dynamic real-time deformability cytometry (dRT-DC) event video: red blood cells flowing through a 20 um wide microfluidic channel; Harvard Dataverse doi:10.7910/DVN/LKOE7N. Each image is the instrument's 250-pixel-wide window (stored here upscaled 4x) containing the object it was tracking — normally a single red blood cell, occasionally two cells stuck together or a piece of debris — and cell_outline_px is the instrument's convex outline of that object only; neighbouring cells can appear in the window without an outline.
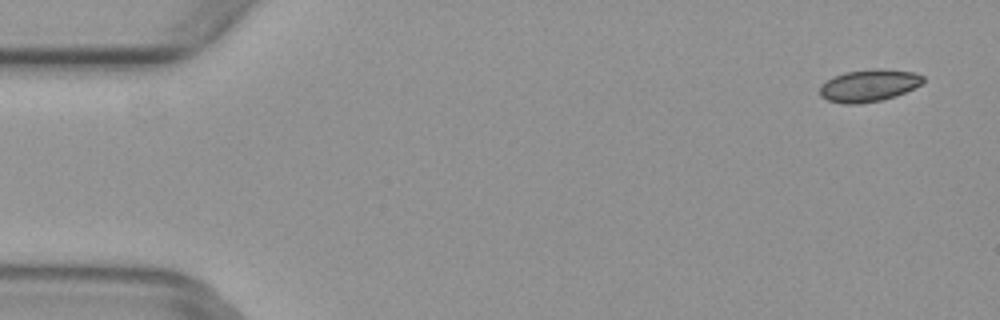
{"species": "common noctule bat (a hibernating species)", "species_latin": "Nyctalus noctula", "temperature_condition": "warm", "stored_images_in_passage": 6, "camera_frame_rate_fps": 3000, "um_per_image_px": 0.085, "animal": {"sex": "female", "body_mass_g": 29.2, "forearm_length_mm": 56.3}, "frame": {"image": 1, "passage_image": 1, "time_ms": 0.0, "image_size_px": [1000, 320], "cell_outline_px": [[924, 80], [920, 84], [896, 96], [880, 100], [860, 104], [844, 104], [828, 100], [820, 96], [820, 84], [832, 76], [844, 72], [880, 68], [916, 72], [924, 76]], "centroid_in_image_um": [73.82, 7.26], "position_along_channel_um": 11.2, "area_um2": 19.48}}
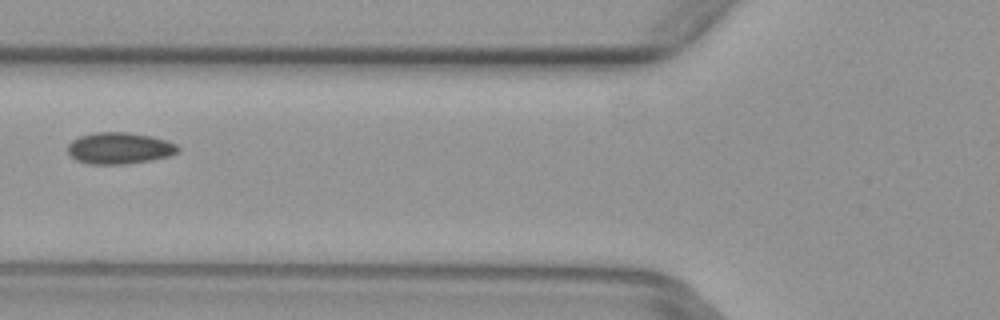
{"frame": {"image": 2, "passage_image": 5, "time_ms": 1.333, "image_size_px": [1000, 320], "cell_outline_px": [[180, 152], [168, 156], [148, 160], [124, 164], [88, 164], [76, 160], [68, 152], [68, 144], [72, 140], [80, 136], [96, 132], [128, 132], [152, 136], [168, 140], [176, 144], [180, 148]], "centroid_in_image_um": [10.17, 12.59], "position_along_channel_um": 115.6, "area_um2": 20.29}}
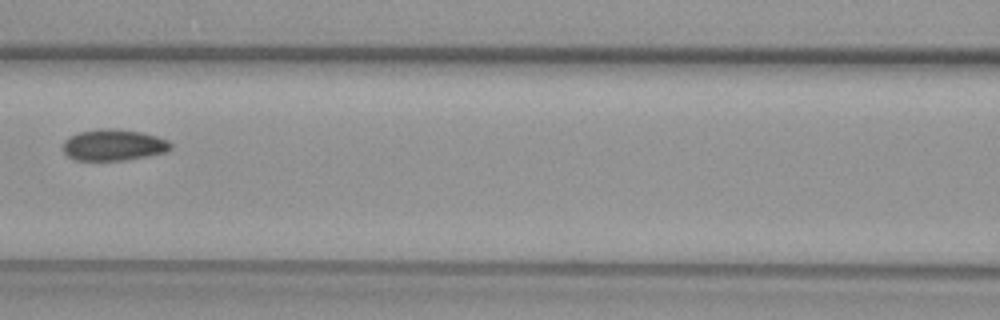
{"frame": {"image": 3, "passage_image": 6, "time_ms": 1.667, "image_size_px": [1000, 320], "cell_outline_px": [[172, 148], [168, 152], [148, 156], [124, 160], [76, 160], [68, 156], [64, 152], [64, 140], [80, 132], [100, 128], [116, 128], [140, 132], [156, 136], [168, 140], [172, 144]], "centroid_in_image_um": [9.7, 12.32], "position_along_channel_um": 156.9, "area_um2": 19.65}}